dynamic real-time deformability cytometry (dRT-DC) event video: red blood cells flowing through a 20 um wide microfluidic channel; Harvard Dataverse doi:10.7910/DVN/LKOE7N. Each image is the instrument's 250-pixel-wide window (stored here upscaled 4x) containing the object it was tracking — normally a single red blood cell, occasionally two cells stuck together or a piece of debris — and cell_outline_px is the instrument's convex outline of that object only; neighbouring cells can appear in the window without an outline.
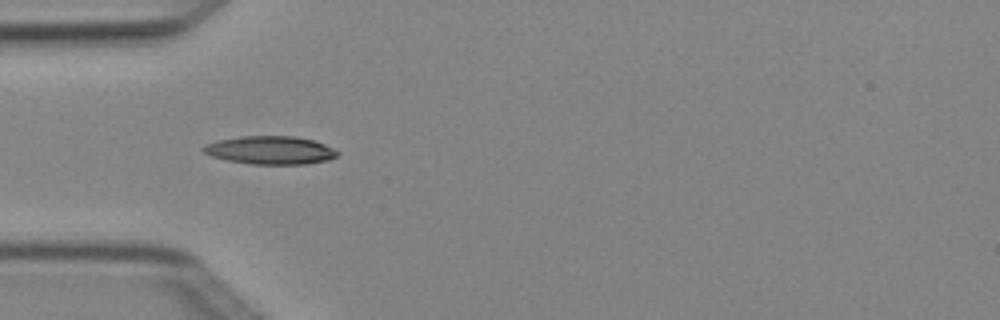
{"species": "Egyptian fruit bat (a non-hibernating species)", "species_latin": "Rousettus aegyptiacus", "temperature_condition": "cold", "stored_images_in_passage": 3, "camera_frame_rate_fps": 3000, "um_per_image_px": 0.085, "animal": {"sex": "female"}, "frame": {"image": 1, "passage_image": 1, "time_ms": 0.0, "image_size_px": [1000, 320], "cell_outline_px": [[340, 152], [336, 156], [328, 160], [304, 164], [248, 164], [228, 160], [212, 156], [204, 152], [200, 148], [204, 144], [220, 140], [240, 136], [296, 136], [312, 140], [324, 144]], "centroid_in_image_um": [22.96, 12.76], "position_along_channel_um": 62.0, "area_um2": 21.96}}
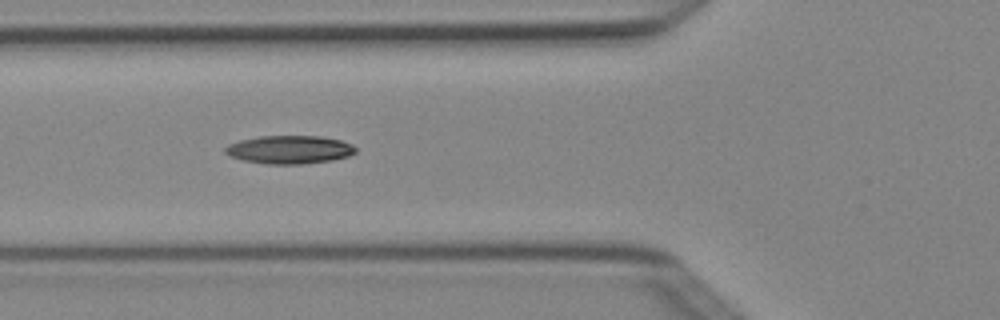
{"frame": {"image": 2, "passage_image": 2, "time_ms": 0.333, "image_size_px": [1000, 320], "cell_outline_px": [[356, 152], [348, 156], [332, 160], [300, 164], [268, 164], [244, 160], [232, 156], [224, 152], [224, 148], [228, 144], [240, 140], [260, 136], [320, 136], [340, 140], [352, 144], [356, 148]], "centroid_in_image_um": [24.61, 12.71], "position_along_channel_um": 101.2, "area_um2": 21.33}}
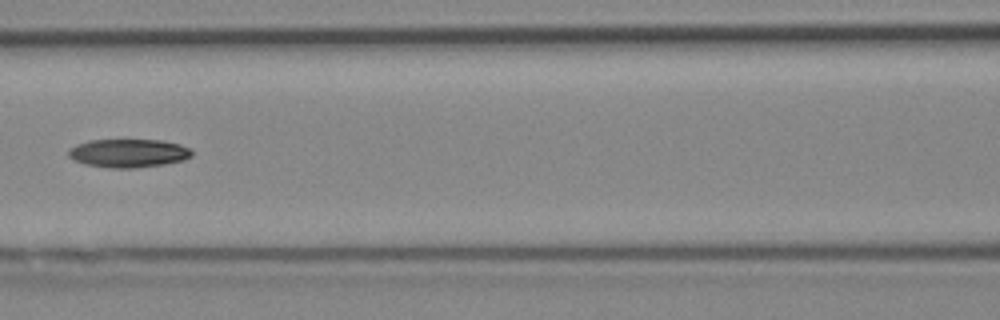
{"frame": {"image": 3, "passage_image": 3, "time_ms": 0.667, "image_size_px": [1000, 320], "cell_outline_px": [[192, 156], [184, 160], [164, 164], [136, 168], [108, 168], [84, 164], [72, 160], [68, 156], [68, 148], [76, 144], [88, 140], [160, 140], [180, 144], [192, 148]], "centroid_in_image_um": [10.89, 13.02], "position_along_channel_um": 155.7, "area_um2": 20.75}}